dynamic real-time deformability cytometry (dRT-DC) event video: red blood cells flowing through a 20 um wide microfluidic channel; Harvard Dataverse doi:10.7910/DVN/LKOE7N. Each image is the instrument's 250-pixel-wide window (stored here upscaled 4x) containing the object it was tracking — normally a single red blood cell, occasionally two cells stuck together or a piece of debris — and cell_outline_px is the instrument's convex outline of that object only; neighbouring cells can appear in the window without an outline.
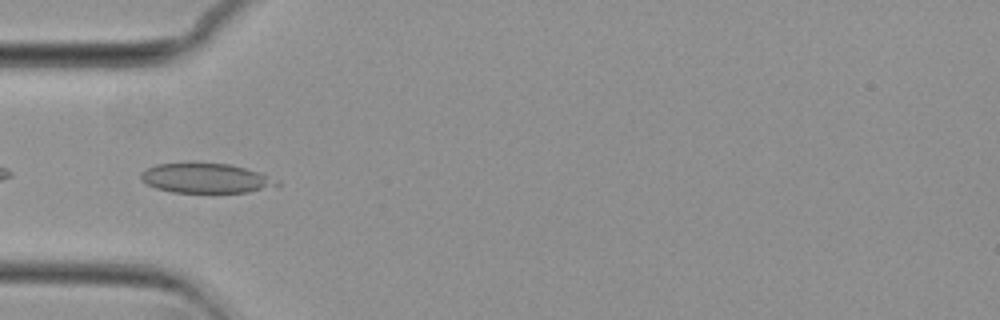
{"species": "common noctule bat (a hibernating species)", "species_latin": "Nyctalus noctula", "temperature_condition": "cold", "stored_images_in_passage": 55, "camera_frame_rate_fps": 3000, "um_per_image_px": 0.085, "animal": {"sex": "female", "body_mass_g": 29.2, "forearm_length_mm": 56.3}, "frame": {"image": 1, "passage_image": 17, "time_ms": 5.333, "image_size_px": [1000, 320], "cell_outline_px": [[280, 184], [248, 192], [172, 192], [156, 188], [148, 184], [140, 176], [140, 172], [156, 164], [228, 164], [264, 172], [280, 180]], "centroid_in_image_um": [17.56, 15.15], "position_along_channel_um": 67.4, "area_um2": 23.24}}
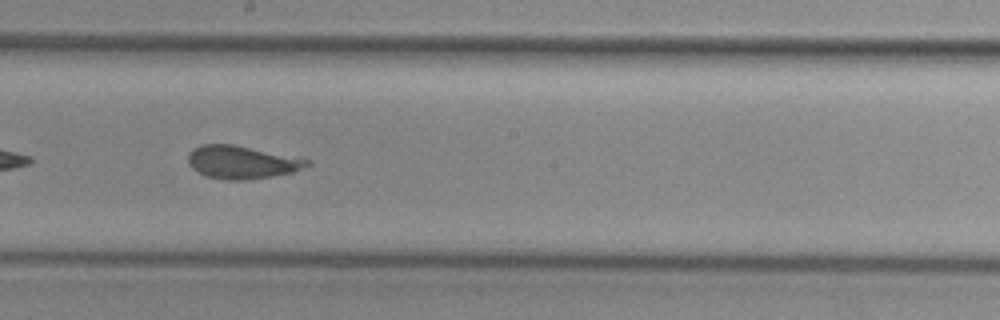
{"frame": {"image": 2, "passage_image": 30, "time_ms": 9.667, "image_size_px": [1000, 320], "cell_outline_px": [[312, 164], [292, 172], [272, 176], [244, 180], [228, 180], [204, 176], [192, 168], [188, 164], [188, 152], [192, 148], [200, 144], [232, 144], [312, 160]], "centroid_in_image_um": [20.51, 13.78], "position_along_channel_um": 227.7, "area_um2": 22.89}}
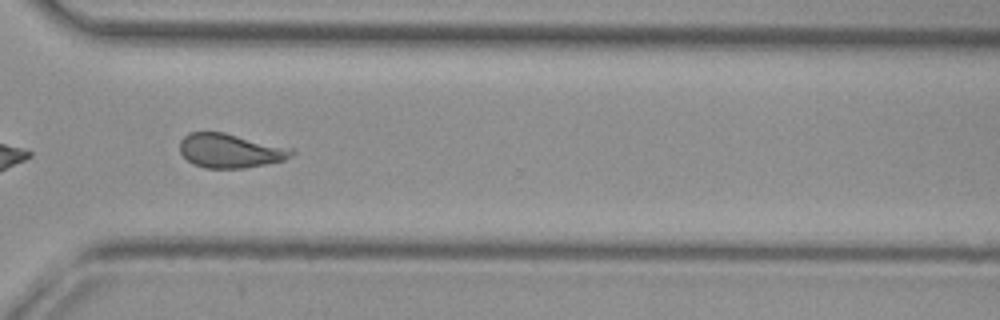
{"frame": {"image": 3, "passage_image": 40, "time_ms": 13.0, "image_size_px": [1000, 320], "cell_outline_px": [[296, 152], [292, 156], [284, 160], [244, 168], [204, 168], [192, 164], [180, 152], [180, 140], [188, 132], [224, 132], [292, 148]], "centroid_in_image_um": [19.56, 12.81], "position_along_channel_um": 351.0, "area_um2": 22.31}, "authors_computed_cell_mechanics": {"area_um2": 23.12, "velocity_mm_per_s": 3.7057, "shape_relaxation_time_tau1_ms": null, "shape_relaxation_time_tau2_ms": 0.3042, "deformation_change_tau1": null, "deformation_change_tau2": 0.0488}}